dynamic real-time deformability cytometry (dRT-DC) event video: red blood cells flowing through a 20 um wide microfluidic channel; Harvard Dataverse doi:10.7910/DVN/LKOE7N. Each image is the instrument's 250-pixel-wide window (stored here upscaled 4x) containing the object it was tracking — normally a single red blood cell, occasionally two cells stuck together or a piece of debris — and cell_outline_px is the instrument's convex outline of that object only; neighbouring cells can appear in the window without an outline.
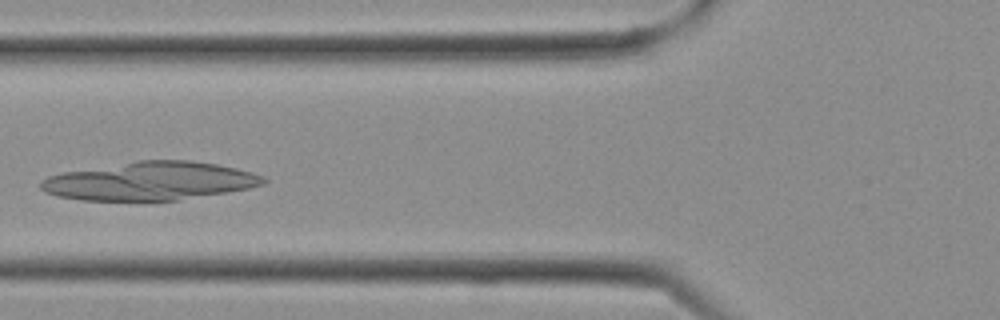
{"species": "Egyptian fruit bat (a non-hibernating species)", "species_latin": "Rousettus aegyptiacus", "temperature_condition": "cold", "stored_images_in_passage": 9, "camera_frame_rate_fps": 3000, "um_per_image_px": 0.085, "frame": {"image": 1, "passage_image": 8, "time_ms": 2.333, "image_size_px": [1000, 320], "cell_outline_px": [[268, 180], [264, 184], [248, 188], [228, 192], [176, 200], [80, 200], [60, 196], [44, 192], [40, 188], [40, 180], [48, 176], [64, 172], [140, 160], [188, 160], [216, 164], [236, 168], [252, 172], [264, 176]], "centroid_in_image_um": [12.76, 15.39], "position_along_channel_um": 113.0, "area_um2": 49.42}}